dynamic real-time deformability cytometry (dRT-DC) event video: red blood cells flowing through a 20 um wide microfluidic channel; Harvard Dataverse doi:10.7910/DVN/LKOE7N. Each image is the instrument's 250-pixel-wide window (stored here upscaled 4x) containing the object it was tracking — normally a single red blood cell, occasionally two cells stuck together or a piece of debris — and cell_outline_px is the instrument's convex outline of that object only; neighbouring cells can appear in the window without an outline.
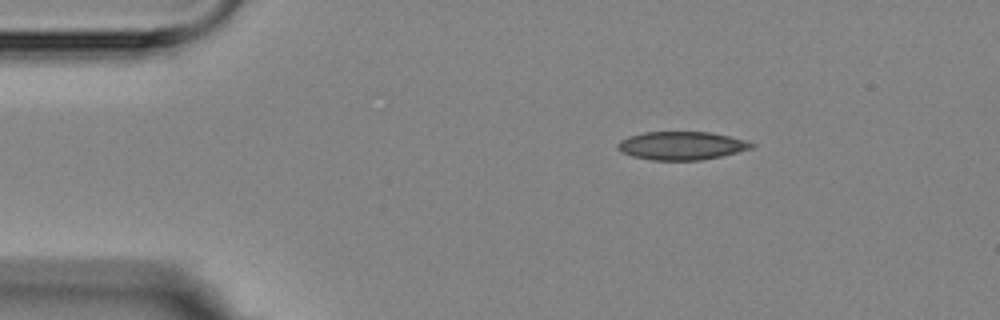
{"species": "Egyptian fruit bat (a non-hibernating species)", "species_latin": "Rousettus aegyptiacus", "temperature_condition": "room temperature", "stored_images_in_passage": 3, "camera_frame_rate_fps": 3000, "um_per_image_px": 0.085, "animal": {"sex": "female"}, "frame": {"image": 1, "passage_image": 1, "time_ms": 0.0, "image_size_px": [1000, 320], "cell_outline_px": [[756, 144], [752, 148], [720, 156], [700, 160], [652, 160], [632, 156], [620, 152], [616, 148], [616, 144], [620, 140], [628, 136], [644, 132], [712, 132], [748, 140]], "centroid_in_image_um": [57.91, 12.37], "position_along_channel_um": 27.1, "area_um2": 22.2}}